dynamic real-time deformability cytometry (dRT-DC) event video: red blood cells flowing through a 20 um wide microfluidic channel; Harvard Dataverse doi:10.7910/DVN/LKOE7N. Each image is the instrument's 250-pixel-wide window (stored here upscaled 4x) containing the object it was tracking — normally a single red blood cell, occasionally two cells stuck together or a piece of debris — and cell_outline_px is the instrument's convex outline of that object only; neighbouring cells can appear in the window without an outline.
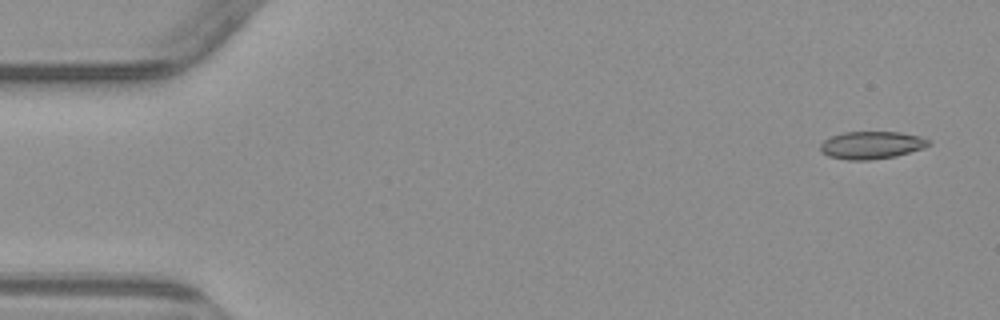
{"species": "common noctule bat (a hibernating species)", "species_latin": "Nyctalus noctula", "temperature_condition": "warm", "stored_images_in_passage": 4, "camera_frame_rate_fps": 3000, "um_per_image_px": 0.085, "animal": {"sex": "male", "body_mass_g": 23.1, "forearm_length_mm": 52.7}, "frame": {"image": 1, "passage_image": 1, "time_ms": 0.0, "image_size_px": [1000, 320], "cell_outline_px": [[932, 144], [924, 148], [896, 156], [868, 160], [848, 160], [828, 156], [820, 152], [820, 144], [824, 140], [832, 136], [844, 132], [900, 132], [920, 136], [928, 140]], "centroid_in_image_um": [74.07, 12.34], "position_along_channel_um": 10.9, "area_um2": 17.46}}
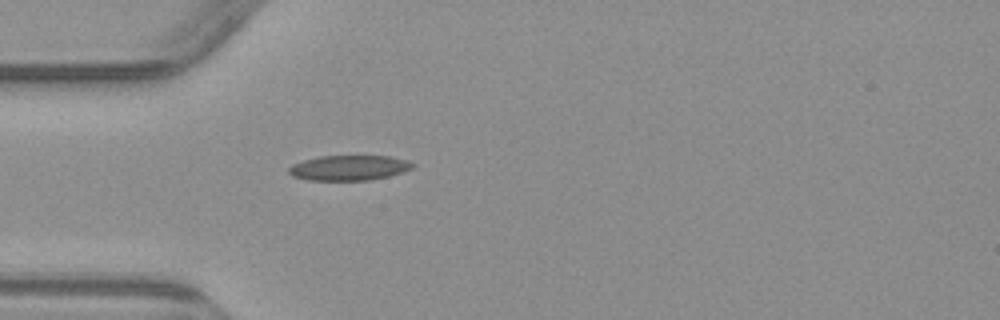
{"frame": {"image": 2, "passage_image": 4, "time_ms": 4.333, "image_size_px": [1000, 320], "cell_outline_px": [[416, 164], [412, 168], [388, 176], [368, 180], [308, 180], [292, 176], [288, 172], [288, 168], [292, 164], [304, 160], [320, 156], [392, 156], [408, 160]], "centroid_in_image_um": [29.66, 14.26], "position_along_channel_um": 55.3, "area_um2": 18.09}}